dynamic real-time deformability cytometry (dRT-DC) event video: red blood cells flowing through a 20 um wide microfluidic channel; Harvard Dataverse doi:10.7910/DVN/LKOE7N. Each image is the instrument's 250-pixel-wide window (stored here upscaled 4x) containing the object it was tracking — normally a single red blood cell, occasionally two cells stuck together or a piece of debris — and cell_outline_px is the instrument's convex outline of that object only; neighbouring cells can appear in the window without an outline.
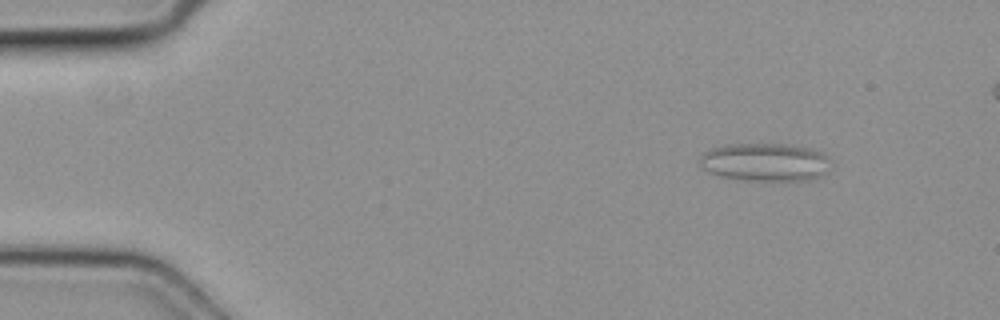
{"species": "common noctule bat (a hibernating species)", "species_latin": "Nyctalus noctula", "temperature_condition": "cold", "stored_images_in_passage": 5, "camera_frame_rate_fps": 3000, "um_per_image_px": 0.085, "animal": {"sex": "female", "body_mass_g": 19.3, "forearm_length_mm": 54.1}, "frame": {"image": 1, "passage_image": 2, "time_ms": 0.333, "image_size_px": [1000, 320], "cell_outline_px": [[832, 168], [828, 172], [820, 176], [808, 180], [744, 180], [720, 176], [708, 172], [700, 164], [700, 156], [704, 152], [712, 148], [728, 144], [788, 144], [812, 148], [828, 156], [832, 160]], "centroid_in_image_um": [65.1, 13.78], "position_along_channel_um": 19.9, "area_um2": 29.42}}